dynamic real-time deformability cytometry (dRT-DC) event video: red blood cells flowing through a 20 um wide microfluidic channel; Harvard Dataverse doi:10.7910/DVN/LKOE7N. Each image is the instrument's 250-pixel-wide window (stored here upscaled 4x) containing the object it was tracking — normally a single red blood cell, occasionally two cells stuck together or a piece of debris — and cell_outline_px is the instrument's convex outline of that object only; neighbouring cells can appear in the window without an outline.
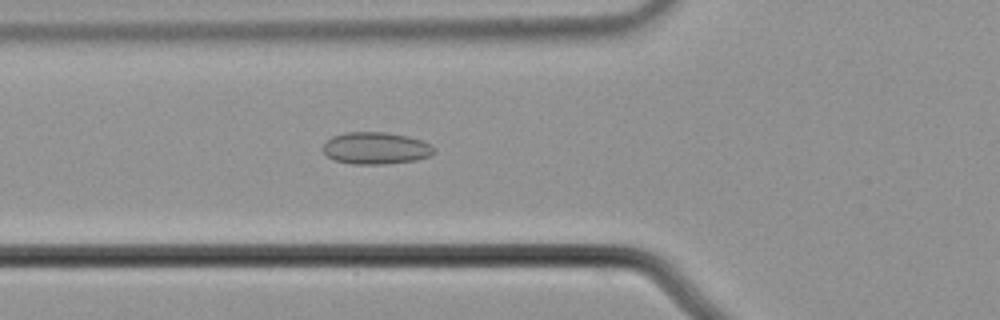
{"species": "common noctule bat (a hibernating species)", "species_latin": "Nyctalus noctula", "temperature_condition": "cold", "stored_images_in_passage": 56, "camera_frame_rate_fps": 3000, "um_per_image_px": 0.085, "animal": {"sex": "male", "body_mass_g": 21.5, "forearm_length_mm": 52.0}, "frame": {"image": 1, "passage_image": 21, "time_ms": 6.667, "image_size_px": [1000, 320], "cell_outline_px": [[436, 152], [432, 156], [416, 160], [384, 164], [352, 164], [332, 160], [324, 152], [324, 144], [332, 136], [344, 132], [388, 132], [408, 136], [432, 144], [436, 148]], "centroid_in_image_um": [31.99, 12.59], "position_along_channel_um": 93.8, "area_um2": 20.98}}
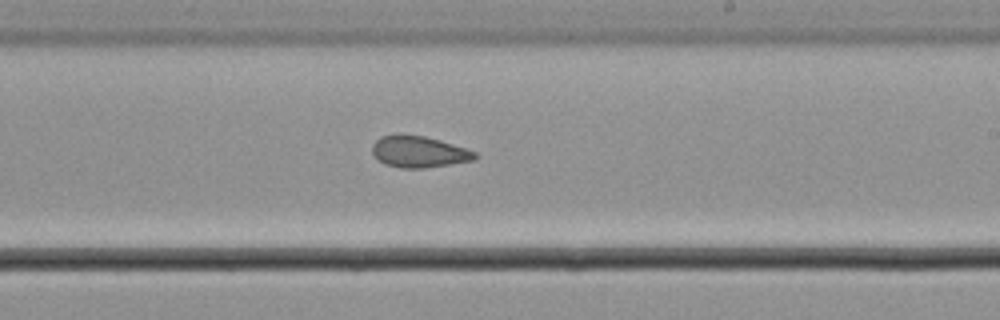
{"frame": {"image": 2, "passage_image": 34, "time_ms": 11.0, "image_size_px": [1000, 320], "cell_outline_px": [[480, 156], [476, 160], [424, 168], [400, 168], [384, 164], [372, 152], [372, 144], [380, 136], [396, 132], [404, 132], [424, 136], [440, 140], [468, 148], [476, 152]], "centroid_in_image_um": [35.62, 12.87], "position_along_channel_um": 253.4, "area_um2": 19.42}}
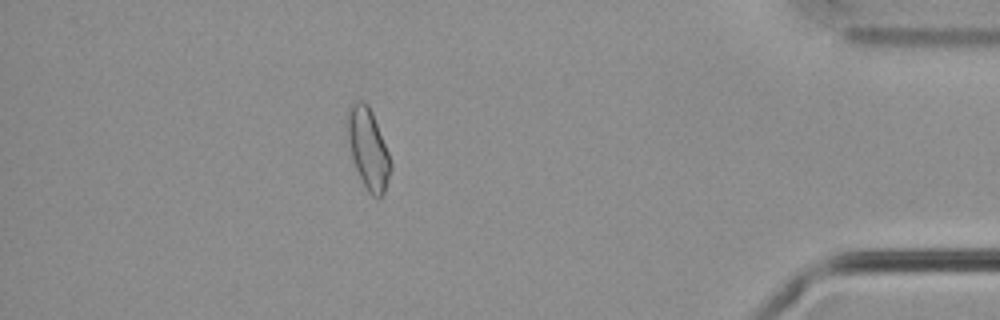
{"frame": {"image": 3, "passage_image": 50, "time_ms": 16.333, "image_size_px": [1000, 320], "cell_outline_px": [[392, 168], [384, 192], [380, 200], [376, 200], [368, 192], [356, 168], [352, 156], [344, 128], [344, 120], [348, 108], [356, 100], [364, 100], [368, 104], [372, 112], [388, 152], [392, 164]], "centroid_in_image_um": [31.26, 12.6], "position_along_channel_um": 403.9, "area_um2": 20.69}, "authors_computed_cell_mechanics": {"area_um2": 20.3456, "velocity_mm_per_s": 3.6775, "shape_relaxation_time_tau1_ms": null, "shape_relaxation_time_tau2_ms": 4.36, "deformation_change_tau1": null, "deformation_change_tau2": 0.0896}}